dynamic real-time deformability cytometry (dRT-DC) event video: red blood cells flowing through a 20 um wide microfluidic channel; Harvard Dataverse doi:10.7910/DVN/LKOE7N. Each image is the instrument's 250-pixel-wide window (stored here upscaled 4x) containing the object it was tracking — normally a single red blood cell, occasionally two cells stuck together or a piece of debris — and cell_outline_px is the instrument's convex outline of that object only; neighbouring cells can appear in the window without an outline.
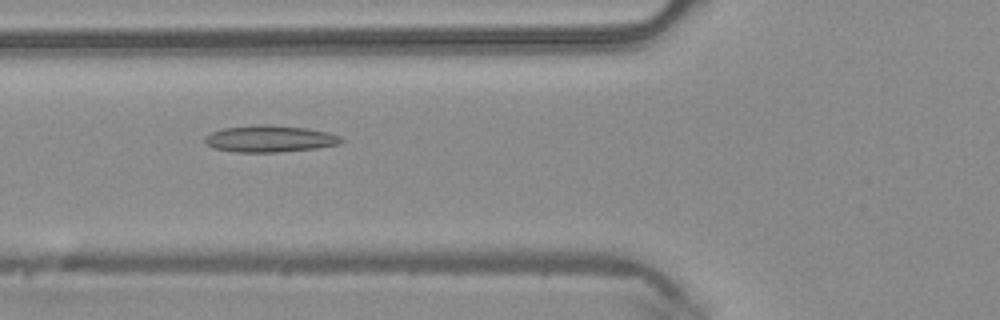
{"species": "common noctule bat (a hibernating species)", "species_latin": "Nyctalus noctula", "temperature_condition": "warm", "stored_images_in_passage": 48, "camera_frame_rate_fps": 3000, "um_per_image_px": 0.085, "animal": {"sex": "male", "body_mass_g": 20.4}, "frame": {"image": 1, "passage_image": 18, "time_ms": 5.667, "image_size_px": [1000, 320], "cell_outline_px": [[344, 140], [340, 144], [316, 148], [276, 152], [236, 152], [212, 148], [204, 140], [204, 136], [212, 132], [224, 128], [252, 124], [264, 124], [304, 128], [328, 132], [340, 136]], "centroid_in_image_um": [22.91, 11.79], "position_along_channel_um": 102.9, "area_um2": 21.21}}
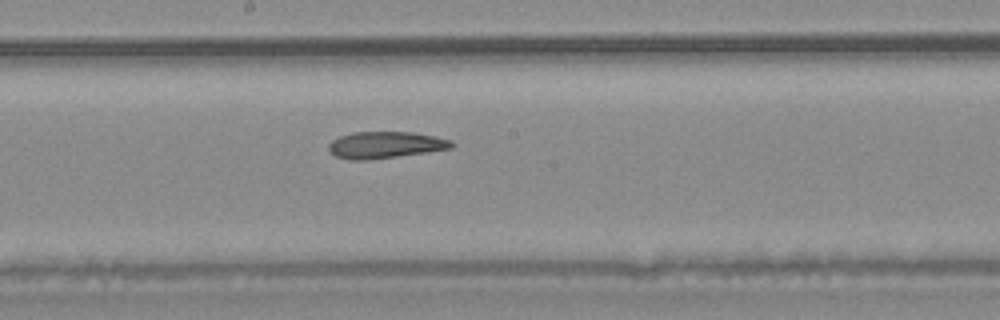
{"frame": {"image": 2, "passage_image": 26, "time_ms": 8.333, "image_size_px": [1000, 320], "cell_outline_px": [[456, 144], [452, 148], [428, 152], [368, 160], [348, 160], [336, 156], [328, 152], [328, 144], [332, 140], [340, 136], [352, 132], [412, 132], [436, 136], [452, 140]], "centroid_in_image_um": [32.75, 12.32], "position_along_channel_um": 215.4, "area_um2": 19.36}}
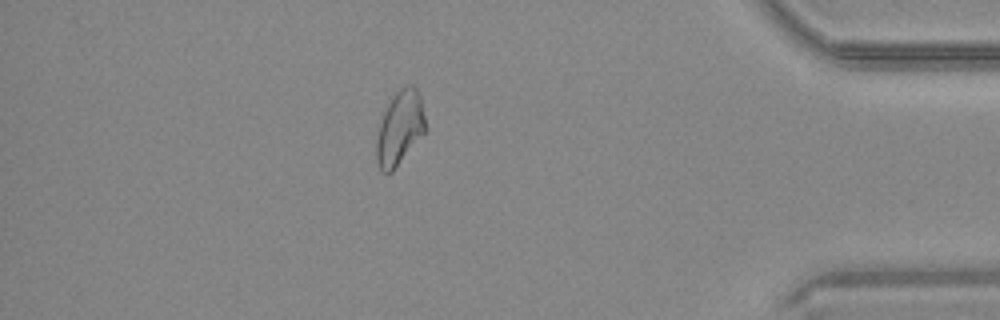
{"frame": {"image": 3, "passage_image": 42, "time_ms": 13.667, "image_size_px": [1000, 320], "cell_outline_px": [[428, 128], [392, 172], [380, 172], [376, 160], [376, 136], [384, 112], [392, 96], [400, 88], [408, 84], [412, 84], [416, 88], [420, 96]], "centroid_in_image_um": [33.99, 10.88], "position_along_channel_um": 401.2, "area_um2": 21.21}}